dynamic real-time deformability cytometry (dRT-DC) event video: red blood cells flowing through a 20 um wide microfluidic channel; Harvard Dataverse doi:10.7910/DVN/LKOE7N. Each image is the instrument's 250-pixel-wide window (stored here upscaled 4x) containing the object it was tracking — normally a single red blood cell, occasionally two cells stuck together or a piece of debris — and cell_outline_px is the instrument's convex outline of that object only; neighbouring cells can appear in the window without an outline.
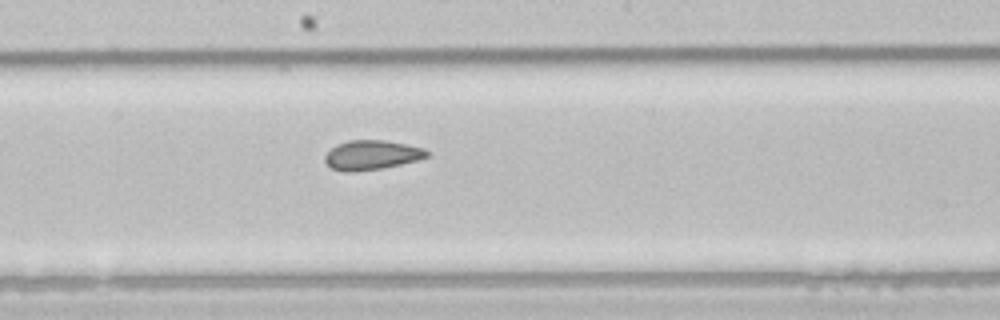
{"species": "common noctule bat (a hibernating species)", "species_latin": "Nyctalus noctula", "temperature_condition": "room temperature", "stored_images_in_passage": 6, "camera_frame_rate_fps": 3000, "um_per_image_px": 0.085, "animal": {"sex": "male", "body_mass_g": 21.5, "forearm_length_mm": 52.0}, "frame": {"image": 1, "passage_image": 6, "time_ms": 1.667, "image_size_px": [1000, 320], "cell_outline_px": [[428, 156], [416, 160], [384, 168], [356, 172], [344, 172], [332, 168], [324, 160], [324, 156], [336, 144], [348, 140], [384, 140], [424, 148], [428, 152]], "centroid_in_image_um": [31.56, 13.18], "position_along_channel_um": 216.6, "area_um2": 17.46}}